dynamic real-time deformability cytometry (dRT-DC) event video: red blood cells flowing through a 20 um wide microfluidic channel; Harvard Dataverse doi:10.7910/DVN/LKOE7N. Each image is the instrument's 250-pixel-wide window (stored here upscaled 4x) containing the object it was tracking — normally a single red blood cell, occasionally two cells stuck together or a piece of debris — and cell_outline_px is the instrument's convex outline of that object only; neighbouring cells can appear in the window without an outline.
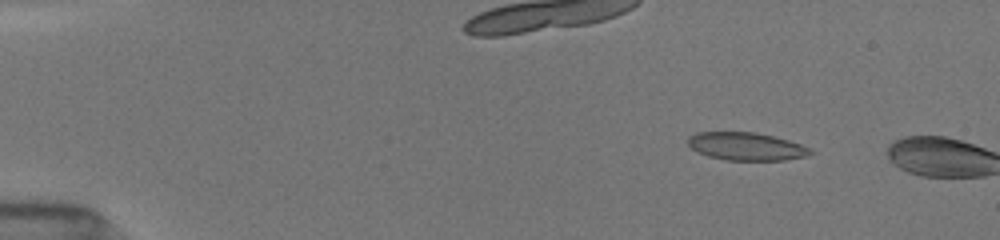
{"species": "common noctule bat (a hibernating species)", "species_latin": "Nyctalus noctula", "temperature_condition": "room temperature", "stored_images_in_passage": 6, "camera_frame_rate_fps": 3000, "um_per_image_px": 0.085, "animal": {"sex": "female", "body_mass_g": 19.5, "forearm_length_mm": 54.1}, "frame": {"image": 1, "passage_image": 5, "time_ms": 2.0, "image_size_px": [1000, 240], "cell_outline_px": [[816, 152], [804, 156], [784, 160], [724, 160], [708, 156], [692, 148], [688, 144], [688, 136], [696, 132], [756, 132], [788, 140], [812, 148]], "centroid_in_image_um": [63.44, 12.44], "position_along_channel_um": 21.6, "area_um2": 19.88}}